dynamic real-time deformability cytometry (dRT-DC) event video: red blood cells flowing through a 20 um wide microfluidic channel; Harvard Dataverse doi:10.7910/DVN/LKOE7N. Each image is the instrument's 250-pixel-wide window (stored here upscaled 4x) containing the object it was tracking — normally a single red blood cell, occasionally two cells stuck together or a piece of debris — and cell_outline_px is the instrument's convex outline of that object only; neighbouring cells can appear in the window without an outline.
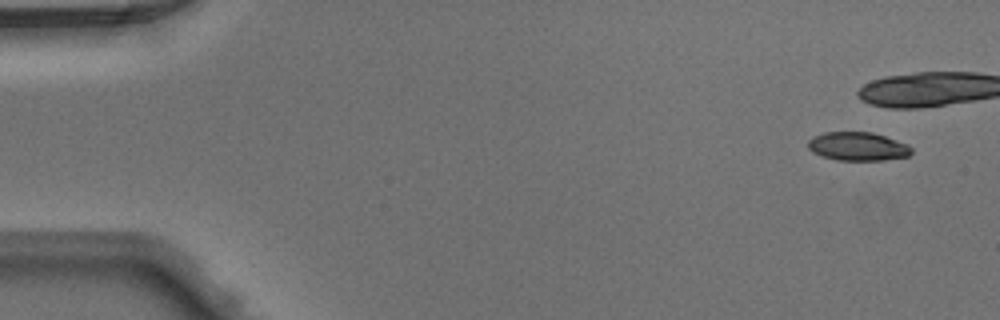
{"species": "Egyptian fruit bat (a non-hibernating species)", "species_latin": "Rousettus aegyptiacus", "temperature_condition": "warm", "stored_images_in_passage": 11, "camera_frame_rate_fps": 3000, "um_per_image_px": 0.085, "animal": {"sex": "male"}, "frame": {"image": 1, "passage_image": 1, "time_ms": 0.0, "image_size_px": [1000, 320], "cell_outline_px": [[912, 152], [908, 156], [884, 160], [836, 160], [820, 156], [812, 152], [808, 148], [808, 140], [824, 132], [872, 132], [908, 144], [912, 148]], "centroid_in_image_um": [72.9, 12.45], "position_along_channel_um": 12.1, "area_um2": 17.22}}